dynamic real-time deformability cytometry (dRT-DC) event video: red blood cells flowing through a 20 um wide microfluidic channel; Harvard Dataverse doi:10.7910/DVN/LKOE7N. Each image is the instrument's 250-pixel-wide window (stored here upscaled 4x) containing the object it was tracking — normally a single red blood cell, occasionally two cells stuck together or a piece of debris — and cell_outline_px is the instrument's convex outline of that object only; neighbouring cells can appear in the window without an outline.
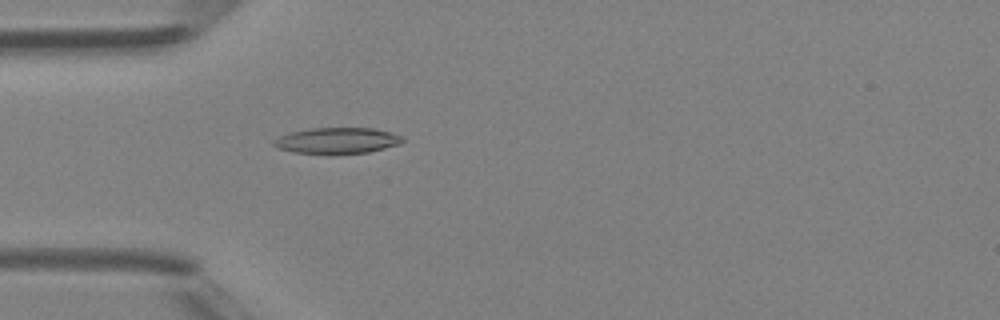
{"species": "Egyptian fruit bat (a non-hibernating species)", "species_latin": "Rousettus aegyptiacus", "temperature_condition": "room temperature", "stored_images_in_passage": 5, "camera_frame_rate_fps": 3000, "um_per_image_px": 0.085, "animal": {"sex": "female"}, "frame": {"image": 1, "passage_image": 5, "time_ms": 4.333, "image_size_px": [1000, 320], "cell_outline_px": [[404, 140], [400, 144], [368, 152], [292, 152], [276, 148], [272, 144], [272, 140], [280, 136], [292, 132], [312, 128], [376, 128], [392, 132], [404, 136]], "centroid_in_image_um": [28.69, 11.92], "position_along_channel_um": 56.3, "area_um2": 19.13}}